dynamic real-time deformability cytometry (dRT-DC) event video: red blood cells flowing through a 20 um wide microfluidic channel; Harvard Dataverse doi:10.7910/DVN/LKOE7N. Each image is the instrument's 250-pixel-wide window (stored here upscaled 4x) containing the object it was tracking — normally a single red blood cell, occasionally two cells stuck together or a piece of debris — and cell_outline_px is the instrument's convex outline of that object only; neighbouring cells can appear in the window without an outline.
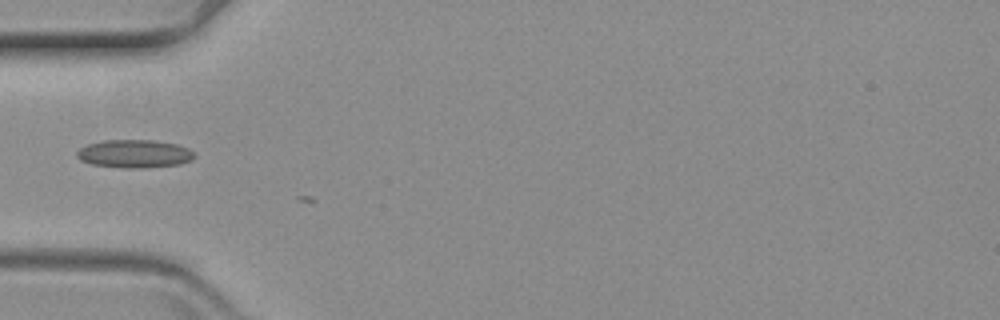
{"species": "common noctule bat (a hibernating species)", "species_latin": "Nyctalus noctula", "temperature_condition": "warm", "stored_images_in_passage": 3, "camera_frame_rate_fps": 3000, "um_per_image_px": 0.085, "animal": {"sex": "female", "body_mass_g": 19.3, "forearm_length_mm": 54.1}, "frame": {"image": 1, "passage_image": 1, "time_ms": 0.0, "image_size_px": [1000, 320], "cell_outline_px": [[196, 156], [192, 160], [180, 164], [144, 168], [124, 168], [92, 164], [80, 160], [76, 156], [76, 152], [80, 148], [88, 144], [104, 140], [152, 140], [176, 144], [188, 148], [196, 152]], "centroid_in_image_um": [11.45, 13.07], "position_along_channel_um": 73.5, "area_um2": 19.36}}